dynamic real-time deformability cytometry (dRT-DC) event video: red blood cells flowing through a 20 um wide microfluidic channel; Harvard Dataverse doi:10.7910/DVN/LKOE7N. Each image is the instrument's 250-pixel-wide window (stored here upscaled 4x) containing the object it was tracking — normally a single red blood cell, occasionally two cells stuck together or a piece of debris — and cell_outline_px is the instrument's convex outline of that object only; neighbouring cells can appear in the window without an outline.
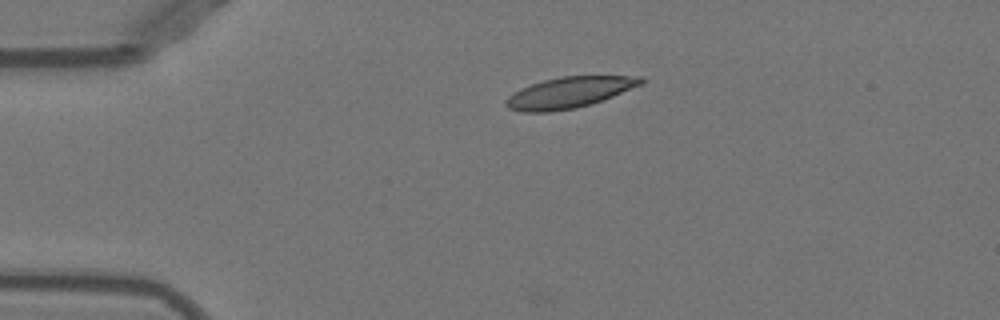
{"species": "Egyptian fruit bat (a non-hibernating species)", "species_latin": "Rousettus aegyptiacus", "temperature_condition": "warm", "stored_images_in_passage": 38, "camera_frame_rate_fps": 3000, "um_per_image_px": 0.085, "animal": {"sex": "female"}, "frame": {"image": 1, "passage_image": 1, "time_ms": 0.0, "image_size_px": [1000, 320], "cell_outline_px": [[644, 84], [612, 96], [576, 108], [548, 112], [520, 112], [508, 108], [504, 104], [504, 100], [508, 96], [520, 88], [544, 80], [560, 76], [644, 76]], "centroid_in_image_um": [48.36, 7.86], "position_along_channel_um": 36.6, "area_um2": 24.33}}
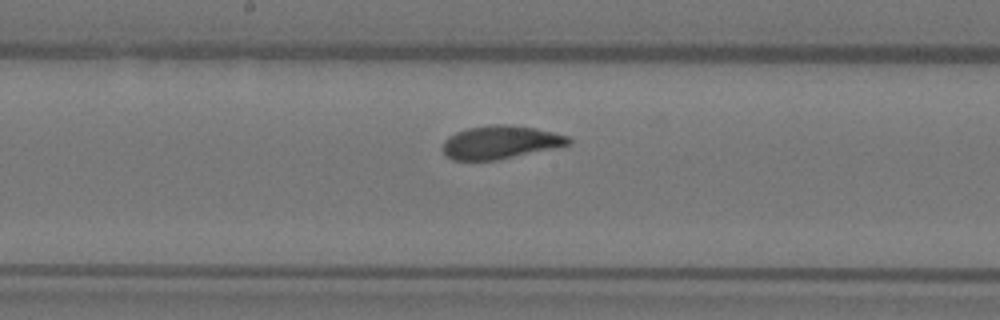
{"frame": {"image": 2, "passage_image": 17, "time_ms": 5.333, "image_size_px": [1000, 320], "cell_outline_px": [[572, 144], [496, 160], [452, 160], [444, 152], [444, 140], [448, 136], [456, 132], [468, 128], [488, 124], [512, 124], [536, 128], [568, 136], [572, 140]], "centroid_in_image_um": [42.54, 12.07], "position_along_channel_um": 205.7, "area_um2": 24.28}}
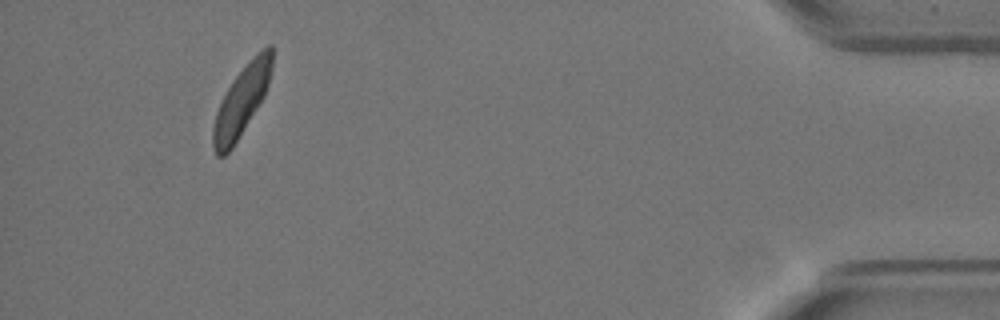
{"frame": {"image": 3, "passage_image": 38, "time_ms": 12.333, "image_size_px": [1000, 320], "cell_outline_px": [[272, 72], [264, 96], [232, 148], [224, 156], [216, 156], [212, 148], [212, 128], [216, 112], [232, 80], [248, 60], [256, 52], [268, 44], [272, 44]], "centroid_in_image_um": [20.53, 8.55], "position_along_channel_um": 414.7, "area_um2": 23.93}, "authors_computed_cell_mechanics": {"area_um2": 24.3049, "velocity_mm_per_s": 3.9235, "shape_relaxation_time_tau1_ms": 3.5754, "shape_relaxation_time_tau2_ms": 1.1121, "deformation_change_tau1": 0.1319, "deformation_change_tau2": 0.0731}}